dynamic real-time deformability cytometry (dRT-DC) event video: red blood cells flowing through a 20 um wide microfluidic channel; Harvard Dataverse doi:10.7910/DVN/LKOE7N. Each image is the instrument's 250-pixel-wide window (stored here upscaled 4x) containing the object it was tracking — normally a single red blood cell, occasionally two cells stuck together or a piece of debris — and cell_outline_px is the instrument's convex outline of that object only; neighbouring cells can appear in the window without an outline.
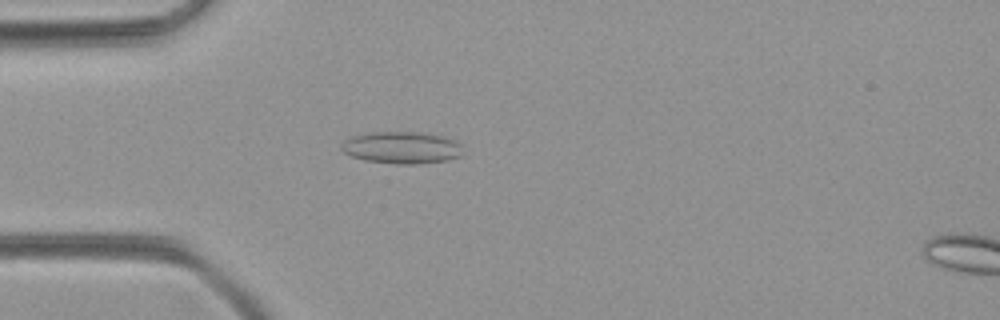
{"species": "common noctule bat (a hibernating species)", "species_latin": "Nyctalus noctula", "temperature_condition": "room temperature", "stored_images_in_passage": 50, "camera_frame_rate_fps": 3000, "um_per_image_px": 0.085, "animal": {"sex": "female", "body_mass_g": 21.9}, "frame": {"image": 1, "passage_image": 14, "time_ms": 4.333, "image_size_px": [1000, 320], "cell_outline_px": [[464, 156], [448, 160], [416, 164], [396, 164], [364, 160], [352, 156], [344, 152], [340, 148], [340, 144], [344, 140], [356, 136], [372, 132], [416, 132], [440, 136], [456, 140], [460, 144]], "centroid_in_image_um": [34.17, 12.56], "position_along_channel_um": 50.8, "area_um2": 22.66}}
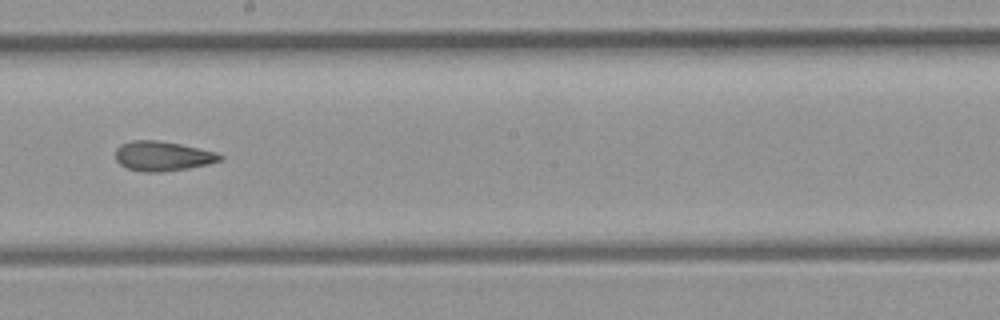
{"frame": {"image": 2, "passage_image": 28, "time_ms": 9.0, "image_size_px": [1000, 320], "cell_outline_px": [[224, 160], [208, 164], [188, 168], [160, 172], [144, 172], [128, 168], [120, 164], [116, 160], [116, 148], [120, 144], [132, 140], [156, 140], [180, 144], [216, 152], [224, 156]], "centroid_in_image_um": [13.83, 13.26], "position_along_channel_um": 234.4, "area_um2": 18.09}}
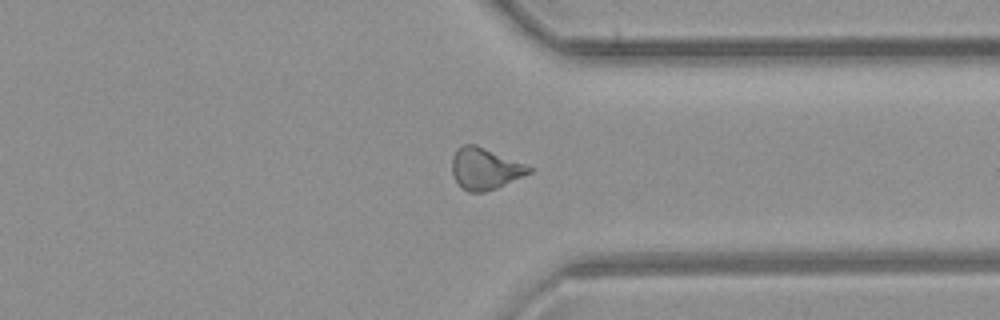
{"frame": {"image": 3, "passage_image": 38, "time_ms": 12.333, "image_size_px": [1000, 320], "cell_outline_px": [[536, 168], [532, 172], [496, 188], [484, 192], [468, 192], [452, 176], [452, 156], [456, 148], [464, 144], [476, 144]], "centroid_in_image_um": [41.23, 14.31], "position_along_channel_um": 370.2, "area_um2": 18.73}}